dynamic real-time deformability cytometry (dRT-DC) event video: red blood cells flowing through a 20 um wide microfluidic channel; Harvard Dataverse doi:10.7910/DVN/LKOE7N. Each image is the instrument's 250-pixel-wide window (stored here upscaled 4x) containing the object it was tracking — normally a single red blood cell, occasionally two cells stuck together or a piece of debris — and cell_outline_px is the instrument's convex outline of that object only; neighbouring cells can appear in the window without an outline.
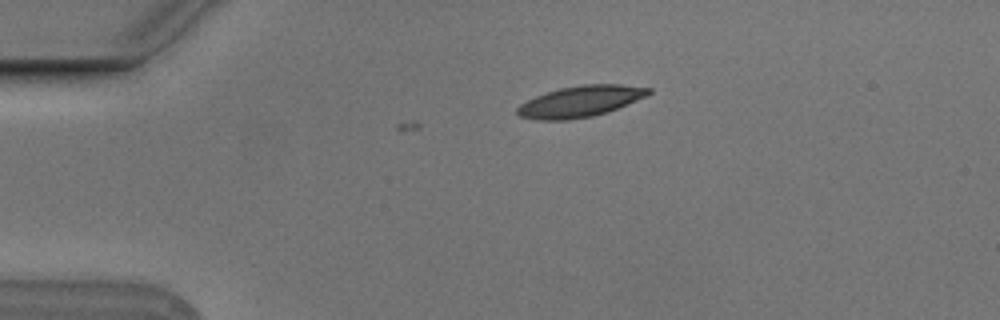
{"species": "Egyptian fruit bat (a non-hibernating species)", "species_latin": "Rousettus aegyptiacus", "temperature_condition": "cold", "stored_images_in_passage": 5, "camera_frame_rate_fps": 3000, "um_per_image_px": 0.085, "animal": {"sex": "male"}, "frame": {"image": 1, "passage_image": 5, "time_ms": 1.333, "image_size_px": [1000, 320], "cell_outline_px": [[652, 92], [644, 96], [608, 112], [592, 116], [568, 120], [536, 120], [520, 116], [516, 112], [516, 108], [520, 104], [536, 96], [560, 88], [584, 84], [620, 84], [652, 88]], "centroid_in_image_um": [49.31, 8.62], "position_along_channel_um": 35.7, "area_um2": 23.58}}